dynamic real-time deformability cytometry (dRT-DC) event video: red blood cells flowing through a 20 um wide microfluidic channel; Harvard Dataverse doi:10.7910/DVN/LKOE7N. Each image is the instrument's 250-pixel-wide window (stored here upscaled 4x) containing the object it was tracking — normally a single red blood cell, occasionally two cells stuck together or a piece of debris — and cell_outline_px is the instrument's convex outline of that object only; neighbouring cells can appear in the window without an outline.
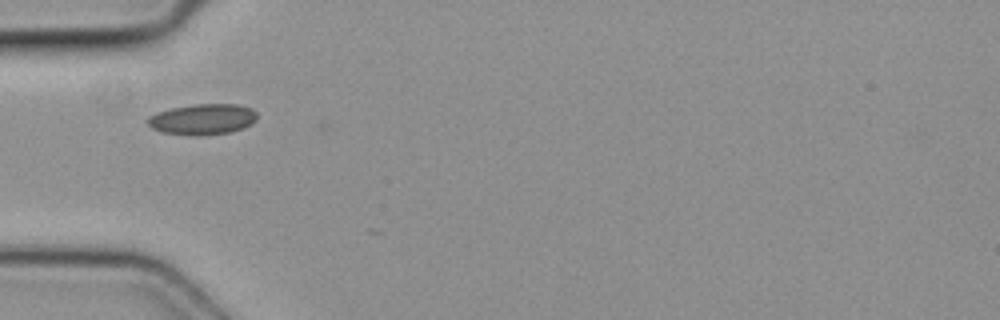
{"species": "common noctule bat (a hibernating species)", "species_latin": "Nyctalus noctula", "temperature_condition": "cold", "stored_images_in_passage": 1, "camera_frame_rate_fps": 3000, "um_per_image_px": 0.085, "animal": {"sex": "female", "body_mass_g": 19.3, "forearm_length_mm": 54.1}, "frame": {"image": 1, "passage_image": 1, "time_ms": 0.0, "image_size_px": [1000, 320], "cell_outline_px": [[256, 120], [252, 124], [244, 128], [232, 132], [200, 136], [192, 136], [160, 132], [152, 128], [148, 124], [148, 116], [156, 112], [172, 108], [196, 104], [236, 104], [252, 108], [256, 112]], "centroid_in_image_um": [17.23, 10.15], "position_along_channel_um": 67.8, "area_um2": 19.88}}